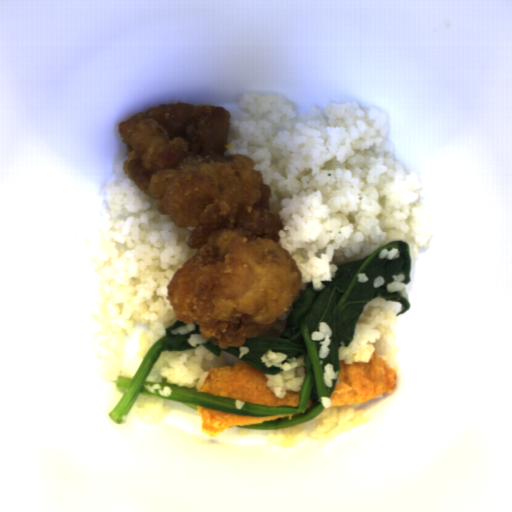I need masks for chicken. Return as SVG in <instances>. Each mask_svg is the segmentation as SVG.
<instances>
[{
	"instance_id": "ae283196",
	"label": "chicken",
	"mask_w": 512,
	"mask_h": 512,
	"mask_svg": "<svg viewBox=\"0 0 512 512\" xmlns=\"http://www.w3.org/2000/svg\"><path fill=\"white\" fill-rule=\"evenodd\" d=\"M230 118L226 108L178 100L118 124L129 149L124 174L177 228L196 227L187 246L197 251L167 285L168 305L224 350L269 331L303 285L297 260L278 244L284 223L270 212L257 162L225 155Z\"/></svg>"
}]
</instances>
